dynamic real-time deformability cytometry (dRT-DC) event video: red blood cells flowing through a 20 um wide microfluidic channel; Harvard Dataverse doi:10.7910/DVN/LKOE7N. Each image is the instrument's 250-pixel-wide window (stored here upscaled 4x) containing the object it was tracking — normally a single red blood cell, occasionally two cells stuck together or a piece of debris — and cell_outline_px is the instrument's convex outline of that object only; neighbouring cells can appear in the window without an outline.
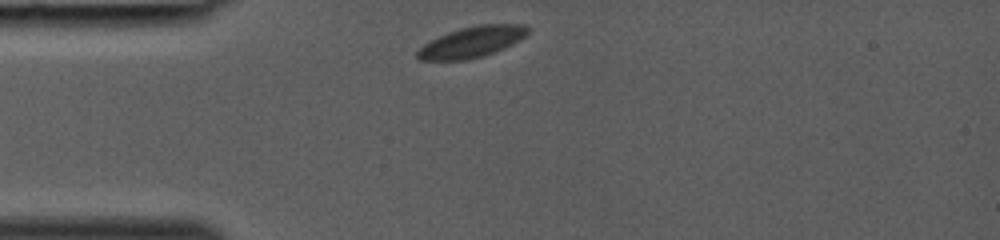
{"species": "common noctule bat (a hibernating species)", "species_latin": "Nyctalus noctula", "temperature_condition": "room temperature", "stored_images_in_passage": 27, "camera_frame_rate_fps": 3000, "um_per_image_px": 0.085, "animal": {"sex": "female", "body_mass_g": 19.0, "forearm_length_mm": 53.3}, "frame": {"image": 1, "passage_image": 1, "time_ms": 0.0, "image_size_px": [1000, 240], "cell_outline_px": [[528, 32], [520, 40], [504, 48], [484, 56], [468, 60], [420, 60], [416, 56], [416, 52], [424, 44], [448, 32], [460, 28], [476, 24], [524, 24], [528, 28]], "centroid_in_image_um": [40.11, 3.57], "position_along_channel_um": 44.9, "area_um2": 19.83}}
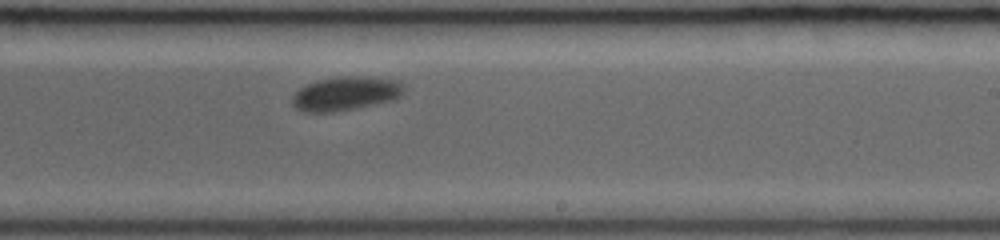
{"frame": {"image": 2, "passage_image": 16, "time_ms": 5.0, "image_size_px": [1000, 240], "cell_outline_px": [[404, 92], [400, 96], [392, 100], [336, 112], [304, 112], [296, 108], [292, 104], [292, 96], [300, 88], [308, 84], [320, 80], [348, 76], [396, 80], [404, 84]], "centroid_in_image_um": [29.37, 7.97], "position_along_channel_um": 259.6, "area_um2": 21.62}}
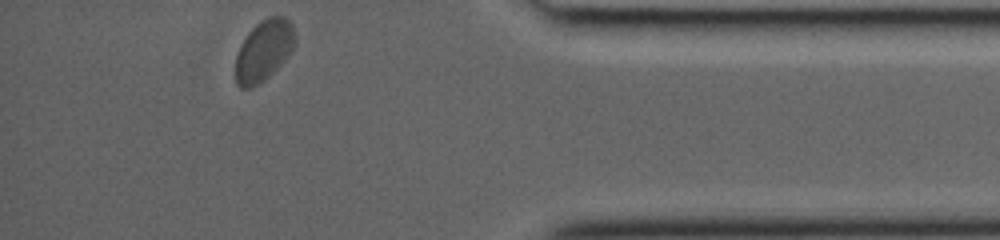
{"frame": {"image": 3, "passage_image": 27, "time_ms": 8.667, "image_size_px": [1000, 240], "cell_outline_px": [[296, 40], [292, 52], [264, 80], [248, 88], [240, 88], [236, 84], [236, 56], [240, 44], [248, 32], [256, 24], [268, 16], [284, 16], [292, 24], [296, 36]], "centroid_in_image_um": [22.43, 4.26], "position_along_channel_um": 412.8, "area_um2": 21.1}}